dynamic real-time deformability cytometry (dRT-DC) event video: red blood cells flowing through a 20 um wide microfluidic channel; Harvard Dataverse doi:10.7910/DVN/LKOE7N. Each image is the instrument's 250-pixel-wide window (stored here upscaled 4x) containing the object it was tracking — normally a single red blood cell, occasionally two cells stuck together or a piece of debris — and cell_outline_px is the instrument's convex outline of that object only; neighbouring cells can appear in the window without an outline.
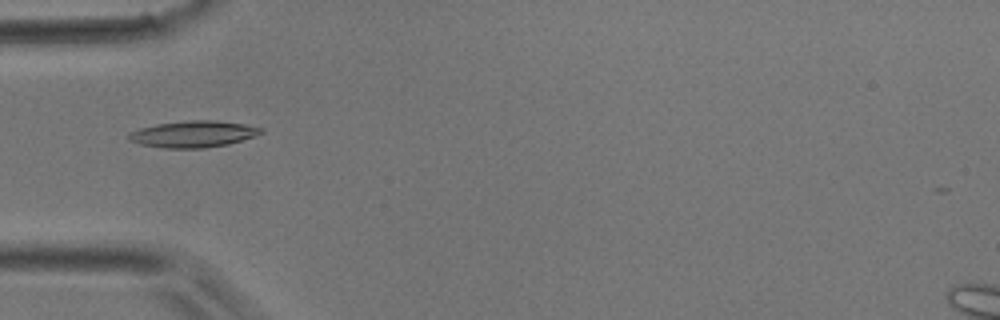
{"species": "common noctule bat (a hibernating species)", "species_latin": "Nyctalus noctula", "temperature_condition": "room temperature", "stored_images_in_passage": 44, "camera_frame_rate_fps": 3000, "um_per_image_px": 0.085, "animal": {"sex": "male", "body_mass_g": 17.9}, "frame": {"image": 1, "passage_image": 14, "time_ms": 4.333, "image_size_px": [1000, 320], "cell_outline_px": [[264, 132], [256, 136], [228, 144], [200, 148], [164, 148], [140, 144], [128, 140], [128, 136], [132, 132], [140, 128], [156, 124], [192, 120], [212, 120], [244, 124], [264, 128]], "centroid_in_image_um": [16.46, 11.39], "position_along_channel_um": 68.5, "area_um2": 20.29}}
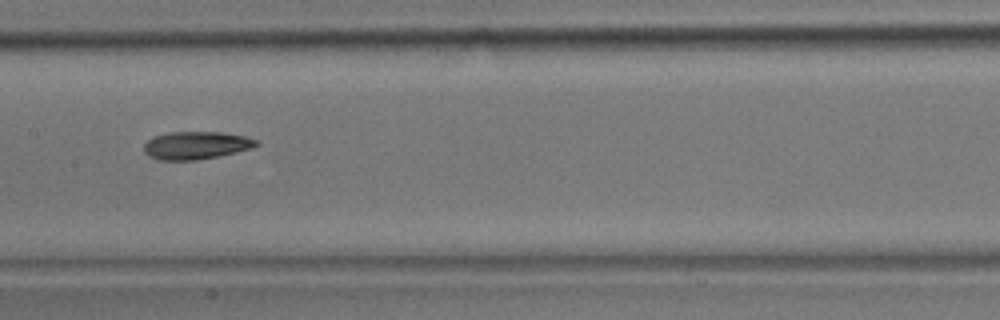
{"frame": {"image": 2, "passage_image": 22, "time_ms": 7.0, "image_size_px": [1000, 320], "cell_outline_px": [[260, 144], [252, 148], [236, 152], [196, 160], [160, 160], [148, 156], [144, 152], [144, 144], [152, 136], [172, 132], [220, 132], [244, 136], [256, 140]], "centroid_in_image_um": [16.63, 12.35], "position_along_channel_um": 190.8, "area_um2": 18.09}}
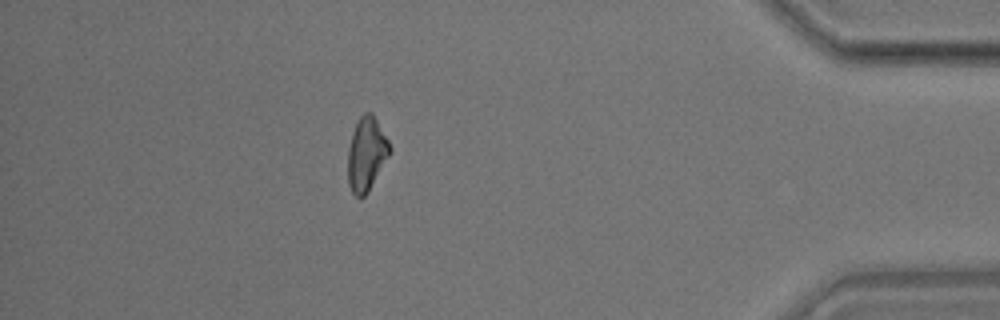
{"frame": {"image": 3, "passage_image": 39, "time_ms": 12.667, "image_size_px": [1000, 320], "cell_outline_px": [[392, 148], [388, 156], [368, 192], [364, 196], [356, 196], [352, 192], [348, 184], [348, 148], [352, 132], [360, 116], [364, 112], [372, 112], [388, 140]], "centroid_in_image_um": [31.14, 13.07], "position_along_channel_um": 404.1, "area_um2": 17.8}}